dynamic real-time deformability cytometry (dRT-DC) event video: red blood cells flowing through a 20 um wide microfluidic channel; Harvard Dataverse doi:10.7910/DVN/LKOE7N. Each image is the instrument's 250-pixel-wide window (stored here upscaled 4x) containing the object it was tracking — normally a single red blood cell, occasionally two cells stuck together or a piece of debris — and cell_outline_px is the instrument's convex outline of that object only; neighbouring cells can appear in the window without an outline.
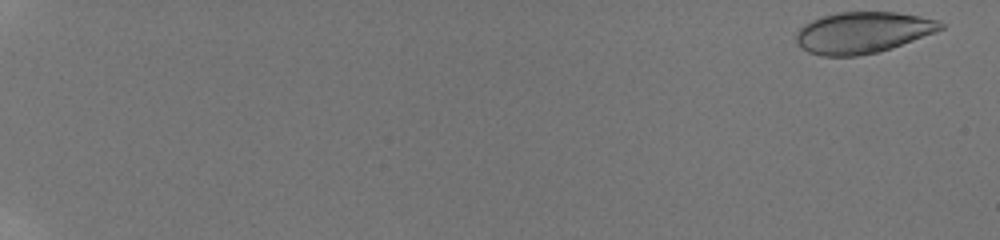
{"species": "human", "species_latin": "Homo sapiens", "temperature_condition": "room temperature", "stored_images_in_passage": 45, "camera_frame_rate_fps": 3000, "um_per_image_px": 0.085, "donor": {"sex": "male"}, "frame": {"image": 1, "passage_image": 1, "time_ms": 0.0, "image_size_px": [1000, 240], "cell_outline_px": [[944, 28], [936, 32], [892, 48], [876, 52], [856, 56], [820, 56], [808, 52], [800, 48], [796, 44], [796, 32], [804, 24], [812, 20], [824, 16], [840, 12], [896, 12], [920, 16], [940, 20], [944, 24]], "centroid_in_image_um": [73.33, 2.77], "position_along_channel_um": 11.7, "area_um2": 34.91}}
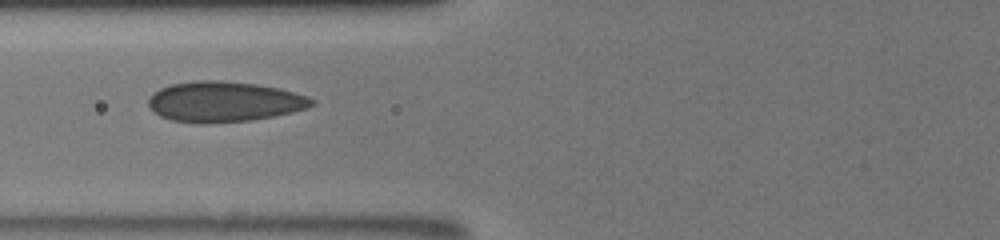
{"frame": {"image": 2, "passage_image": 25, "time_ms": 8.333, "image_size_px": [1000, 240], "cell_outline_px": [[316, 104], [308, 108], [292, 112], [252, 120], [204, 124], [172, 120], [160, 116], [152, 112], [148, 108], [148, 96], [152, 92], [160, 88], [172, 84], [196, 80], [220, 80], [256, 84], [280, 88], [308, 96], [316, 100]], "centroid_in_image_um": [19.03, 8.64], "position_along_channel_um": 106.8, "area_um2": 38.9}}
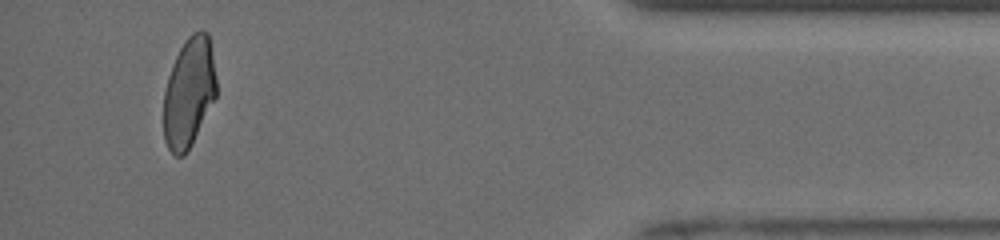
{"frame": {"image": 3, "passage_image": 44, "time_ms": 17.333, "image_size_px": [1000, 240], "cell_outline_px": [[216, 96], [192, 144], [184, 156], [176, 156], [168, 148], [164, 140], [164, 92], [168, 76], [172, 64], [180, 48], [188, 36], [192, 32], [208, 32], [216, 80]], "centroid_in_image_um": [16.05, 7.88], "position_along_channel_um": 419.2, "area_um2": 33.41}, "authors_computed_cell_mechanics": {"area_um2": 35.836, "velocity_mm_per_s": 3.9496, "shape_relaxation_time_tau1_ms": 7.5572, "shape_relaxation_time_tau2_ms": 0.7902, "deformation_change_tau1": 0.1703, "deformation_change_tau2": 0.0593}}